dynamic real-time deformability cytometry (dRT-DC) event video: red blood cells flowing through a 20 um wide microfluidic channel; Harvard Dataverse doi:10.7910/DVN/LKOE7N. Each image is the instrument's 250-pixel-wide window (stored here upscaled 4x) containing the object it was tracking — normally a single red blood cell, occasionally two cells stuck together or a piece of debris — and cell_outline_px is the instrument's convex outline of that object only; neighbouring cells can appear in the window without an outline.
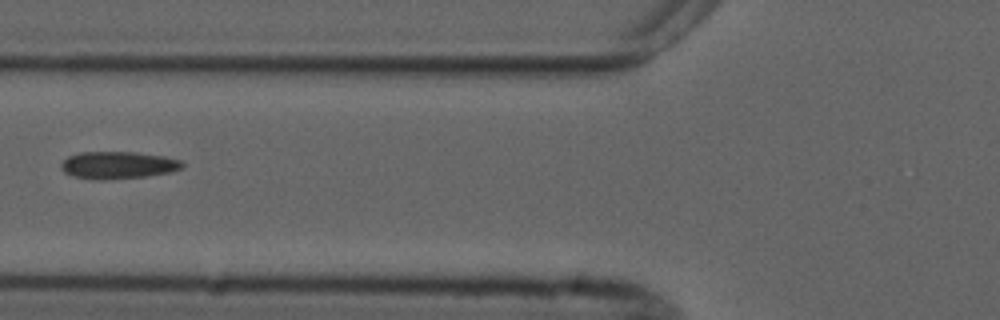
{"species": "common noctule bat (a hibernating species)", "species_latin": "Nyctalus noctula", "temperature_condition": "cold", "stored_images_in_passage": 7, "camera_frame_rate_fps": 3000, "um_per_image_px": 0.085, "animal": {"sex": "male", "forearm_length_mm": 52.5}, "frame": {"image": 1, "passage_image": 6, "time_ms": 5.667, "image_size_px": [1000, 320], "cell_outline_px": [[184, 168], [172, 172], [144, 176], [112, 180], [96, 180], [72, 176], [64, 172], [60, 168], [60, 164], [68, 156], [80, 152], [136, 152], [164, 156], [180, 160], [184, 164]], "centroid_in_image_um": [10.03, 14.04], "position_along_channel_um": 115.8, "area_um2": 19.54}}
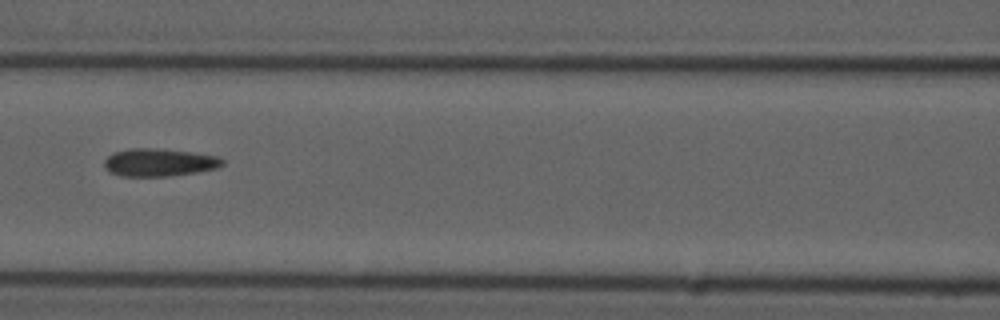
{"frame": {"image": 2, "passage_image": 7, "time_ms": 6.667, "image_size_px": [1000, 320], "cell_outline_px": [[224, 164], [216, 168], [196, 172], [168, 176], [120, 176], [108, 172], [104, 168], [104, 160], [112, 152], [132, 148], [156, 148], [220, 156], [224, 160]], "centroid_in_image_um": [13.49, 13.8], "position_along_channel_um": 153.1, "area_um2": 19.19}}